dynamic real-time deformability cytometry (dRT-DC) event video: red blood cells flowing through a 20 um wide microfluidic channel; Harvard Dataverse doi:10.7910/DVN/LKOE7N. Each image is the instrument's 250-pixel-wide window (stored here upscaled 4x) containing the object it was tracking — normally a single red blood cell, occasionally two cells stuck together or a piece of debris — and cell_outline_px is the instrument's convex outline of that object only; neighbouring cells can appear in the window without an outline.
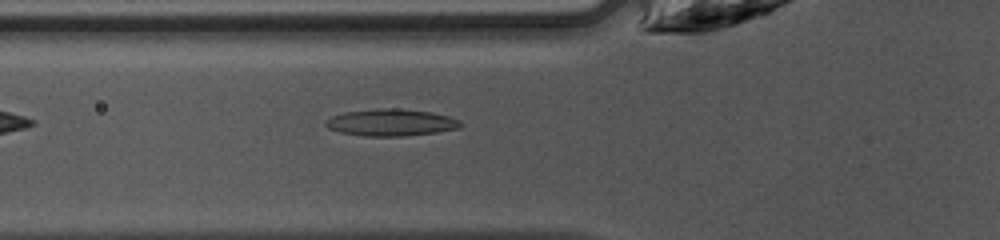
{"species": "common noctule bat (a hibernating species)", "species_latin": "Nyctalus noctula", "temperature_condition": "warm", "stored_images_in_passage": 33, "camera_frame_rate_fps": 3000, "um_per_image_px": 0.085, "animal": {"sex": "female", "body_mass_g": 10.0, "forearm_length_mm": 53.1}, "frame": {"image": 1, "passage_image": 7, "time_ms": 2.0, "image_size_px": [1000, 240], "cell_outline_px": [[464, 124], [456, 128], [436, 132], [404, 136], [360, 136], [340, 132], [328, 128], [324, 124], [324, 120], [332, 116], [344, 112], [376, 108], [396, 108], [432, 112], [448, 116], [460, 120]], "centroid_in_image_um": [33.19, 10.41], "position_along_channel_um": 92.6, "area_um2": 21.27}}
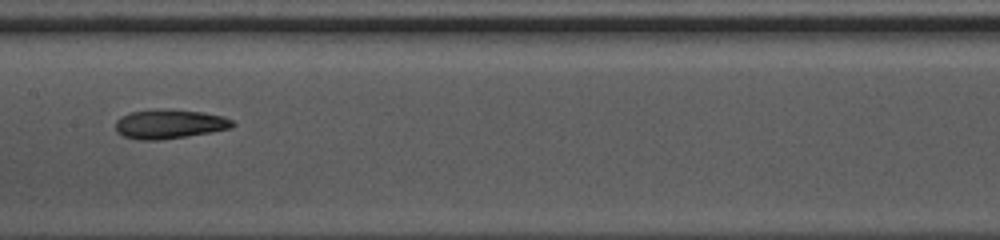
{"frame": {"image": 2, "passage_image": 14, "time_ms": 4.333, "image_size_px": [1000, 240], "cell_outline_px": [[236, 124], [228, 128], [212, 132], [156, 140], [140, 140], [124, 136], [116, 132], [116, 120], [120, 116], [132, 112], [164, 108], [204, 112], [224, 116], [232, 120]], "centroid_in_image_um": [14.39, 10.53], "position_along_channel_um": 193.0, "area_um2": 19.88}}
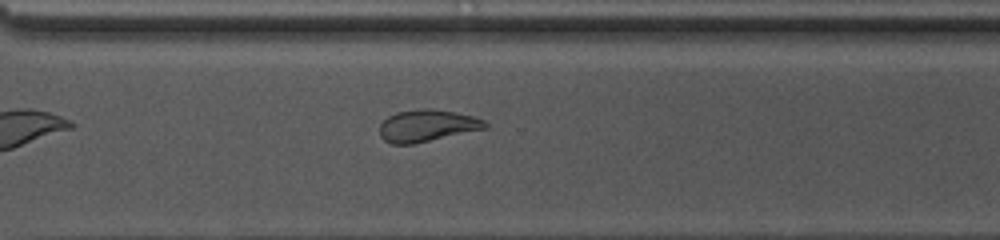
{"frame": {"image": 3, "passage_image": 24, "time_ms": 7.667, "image_size_px": [1000, 240], "cell_outline_px": [[488, 128], [416, 144], [392, 144], [384, 140], [380, 136], [380, 124], [388, 116], [396, 112], [420, 108], [432, 108], [456, 112], [476, 116], [484, 120], [488, 124]], "centroid_in_image_um": [36.33, 10.68], "position_along_channel_um": 334.3, "area_um2": 20.06}, "authors_computed_cell_mechanics": {"area_um2": 20.0566, "velocity_mm_per_s": 4.2696, "shape_relaxation_time_tau1_ms": 6.4536, "shape_relaxation_time_tau2_ms": 9.3798, "deformation_change_tau1": 0.2216, "deformation_change_tau2": 0.1563}}